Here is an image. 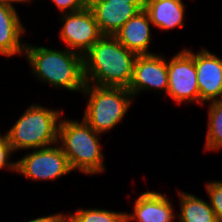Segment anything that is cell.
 <instances>
[{
  "label": "cell",
  "instance_id": "cell-1",
  "mask_svg": "<svg viewBox=\"0 0 222 222\" xmlns=\"http://www.w3.org/2000/svg\"><path fill=\"white\" fill-rule=\"evenodd\" d=\"M137 56L114 35H103L83 55L86 84L128 88Z\"/></svg>",
  "mask_w": 222,
  "mask_h": 222
},
{
  "label": "cell",
  "instance_id": "cell-2",
  "mask_svg": "<svg viewBox=\"0 0 222 222\" xmlns=\"http://www.w3.org/2000/svg\"><path fill=\"white\" fill-rule=\"evenodd\" d=\"M24 56L34 77L51 87L82 92L85 87L83 55L70 49H51L25 42Z\"/></svg>",
  "mask_w": 222,
  "mask_h": 222
},
{
  "label": "cell",
  "instance_id": "cell-3",
  "mask_svg": "<svg viewBox=\"0 0 222 222\" xmlns=\"http://www.w3.org/2000/svg\"><path fill=\"white\" fill-rule=\"evenodd\" d=\"M83 119L62 118L58 127V144L72 171L85 175L105 172L104 155L99 136Z\"/></svg>",
  "mask_w": 222,
  "mask_h": 222
},
{
  "label": "cell",
  "instance_id": "cell-4",
  "mask_svg": "<svg viewBox=\"0 0 222 222\" xmlns=\"http://www.w3.org/2000/svg\"><path fill=\"white\" fill-rule=\"evenodd\" d=\"M63 111L31 104L5 135L13 151L35 150L58 143V127Z\"/></svg>",
  "mask_w": 222,
  "mask_h": 222
},
{
  "label": "cell",
  "instance_id": "cell-5",
  "mask_svg": "<svg viewBox=\"0 0 222 222\" xmlns=\"http://www.w3.org/2000/svg\"><path fill=\"white\" fill-rule=\"evenodd\" d=\"M81 93L87 98L82 119L99 134H106L122 122L134 100L125 87L85 84Z\"/></svg>",
  "mask_w": 222,
  "mask_h": 222
},
{
  "label": "cell",
  "instance_id": "cell-6",
  "mask_svg": "<svg viewBox=\"0 0 222 222\" xmlns=\"http://www.w3.org/2000/svg\"><path fill=\"white\" fill-rule=\"evenodd\" d=\"M16 172L31 181L55 180L73 172L58 143L38 148L17 160Z\"/></svg>",
  "mask_w": 222,
  "mask_h": 222
},
{
  "label": "cell",
  "instance_id": "cell-7",
  "mask_svg": "<svg viewBox=\"0 0 222 222\" xmlns=\"http://www.w3.org/2000/svg\"><path fill=\"white\" fill-rule=\"evenodd\" d=\"M167 96L177 104L196 103L200 105V92L195 67V52L184 48L167 61Z\"/></svg>",
  "mask_w": 222,
  "mask_h": 222
},
{
  "label": "cell",
  "instance_id": "cell-8",
  "mask_svg": "<svg viewBox=\"0 0 222 222\" xmlns=\"http://www.w3.org/2000/svg\"><path fill=\"white\" fill-rule=\"evenodd\" d=\"M59 38L67 49L84 55L102 36L90 8L63 13Z\"/></svg>",
  "mask_w": 222,
  "mask_h": 222
},
{
  "label": "cell",
  "instance_id": "cell-9",
  "mask_svg": "<svg viewBox=\"0 0 222 222\" xmlns=\"http://www.w3.org/2000/svg\"><path fill=\"white\" fill-rule=\"evenodd\" d=\"M133 98L146 90L168 92L167 59L161 54L138 55L132 80L127 88Z\"/></svg>",
  "mask_w": 222,
  "mask_h": 222
},
{
  "label": "cell",
  "instance_id": "cell-10",
  "mask_svg": "<svg viewBox=\"0 0 222 222\" xmlns=\"http://www.w3.org/2000/svg\"><path fill=\"white\" fill-rule=\"evenodd\" d=\"M195 67L200 105L222 100V59L203 47L195 53Z\"/></svg>",
  "mask_w": 222,
  "mask_h": 222
},
{
  "label": "cell",
  "instance_id": "cell-11",
  "mask_svg": "<svg viewBox=\"0 0 222 222\" xmlns=\"http://www.w3.org/2000/svg\"><path fill=\"white\" fill-rule=\"evenodd\" d=\"M132 213H126V222H173L177 218L173 203L162 192L145 191L134 200Z\"/></svg>",
  "mask_w": 222,
  "mask_h": 222
},
{
  "label": "cell",
  "instance_id": "cell-12",
  "mask_svg": "<svg viewBox=\"0 0 222 222\" xmlns=\"http://www.w3.org/2000/svg\"><path fill=\"white\" fill-rule=\"evenodd\" d=\"M145 3L90 1L98 27L103 35H114L130 18L144 9Z\"/></svg>",
  "mask_w": 222,
  "mask_h": 222
},
{
  "label": "cell",
  "instance_id": "cell-13",
  "mask_svg": "<svg viewBox=\"0 0 222 222\" xmlns=\"http://www.w3.org/2000/svg\"><path fill=\"white\" fill-rule=\"evenodd\" d=\"M21 21L15 6L0 2V55H24L26 43L20 38L26 31Z\"/></svg>",
  "mask_w": 222,
  "mask_h": 222
},
{
  "label": "cell",
  "instance_id": "cell-14",
  "mask_svg": "<svg viewBox=\"0 0 222 222\" xmlns=\"http://www.w3.org/2000/svg\"><path fill=\"white\" fill-rule=\"evenodd\" d=\"M148 13L143 9L130 18L115 34L118 42L126 49L138 55L154 54L149 51L151 39V27Z\"/></svg>",
  "mask_w": 222,
  "mask_h": 222
},
{
  "label": "cell",
  "instance_id": "cell-15",
  "mask_svg": "<svg viewBox=\"0 0 222 222\" xmlns=\"http://www.w3.org/2000/svg\"><path fill=\"white\" fill-rule=\"evenodd\" d=\"M185 9L182 0H145L144 4L153 26L161 30L182 28L185 25Z\"/></svg>",
  "mask_w": 222,
  "mask_h": 222
},
{
  "label": "cell",
  "instance_id": "cell-16",
  "mask_svg": "<svg viewBox=\"0 0 222 222\" xmlns=\"http://www.w3.org/2000/svg\"><path fill=\"white\" fill-rule=\"evenodd\" d=\"M177 190L180 198V212L177 215L179 222H217L218 219L209 201Z\"/></svg>",
  "mask_w": 222,
  "mask_h": 222
},
{
  "label": "cell",
  "instance_id": "cell-17",
  "mask_svg": "<svg viewBox=\"0 0 222 222\" xmlns=\"http://www.w3.org/2000/svg\"><path fill=\"white\" fill-rule=\"evenodd\" d=\"M208 127L205 139L206 151L222 149V100L209 102Z\"/></svg>",
  "mask_w": 222,
  "mask_h": 222
},
{
  "label": "cell",
  "instance_id": "cell-18",
  "mask_svg": "<svg viewBox=\"0 0 222 222\" xmlns=\"http://www.w3.org/2000/svg\"><path fill=\"white\" fill-rule=\"evenodd\" d=\"M126 212H116L99 208H79L67 214V222H126Z\"/></svg>",
  "mask_w": 222,
  "mask_h": 222
},
{
  "label": "cell",
  "instance_id": "cell-19",
  "mask_svg": "<svg viewBox=\"0 0 222 222\" xmlns=\"http://www.w3.org/2000/svg\"><path fill=\"white\" fill-rule=\"evenodd\" d=\"M206 192L208 194L209 203L215 212L218 220L222 219V181L214 180L206 182Z\"/></svg>",
  "mask_w": 222,
  "mask_h": 222
},
{
  "label": "cell",
  "instance_id": "cell-20",
  "mask_svg": "<svg viewBox=\"0 0 222 222\" xmlns=\"http://www.w3.org/2000/svg\"><path fill=\"white\" fill-rule=\"evenodd\" d=\"M13 148L9 144L7 136L0 134V170L9 169L12 172L17 169V162H8L13 154Z\"/></svg>",
  "mask_w": 222,
  "mask_h": 222
},
{
  "label": "cell",
  "instance_id": "cell-21",
  "mask_svg": "<svg viewBox=\"0 0 222 222\" xmlns=\"http://www.w3.org/2000/svg\"><path fill=\"white\" fill-rule=\"evenodd\" d=\"M61 14L76 12L90 7V0H52Z\"/></svg>",
  "mask_w": 222,
  "mask_h": 222
},
{
  "label": "cell",
  "instance_id": "cell-22",
  "mask_svg": "<svg viewBox=\"0 0 222 222\" xmlns=\"http://www.w3.org/2000/svg\"><path fill=\"white\" fill-rule=\"evenodd\" d=\"M27 222H67V214L56 213L49 214L48 216L38 217L35 219H31Z\"/></svg>",
  "mask_w": 222,
  "mask_h": 222
},
{
  "label": "cell",
  "instance_id": "cell-23",
  "mask_svg": "<svg viewBox=\"0 0 222 222\" xmlns=\"http://www.w3.org/2000/svg\"><path fill=\"white\" fill-rule=\"evenodd\" d=\"M90 1H108V2H119V3H145V0H90Z\"/></svg>",
  "mask_w": 222,
  "mask_h": 222
},
{
  "label": "cell",
  "instance_id": "cell-24",
  "mask_svg": "<svg viewBox=\"0 0 222 222\" xmlns=\"http://www.w3.org/2000/svg\"><path fill=\"white\" fill-rule=\"evenodd\" d=\"M31 0H0L1 3H6L14 6L15 3H30Z\"/></svg>",
  "mask_w": 222,
  "mask_h": 222
}]
</instances>
